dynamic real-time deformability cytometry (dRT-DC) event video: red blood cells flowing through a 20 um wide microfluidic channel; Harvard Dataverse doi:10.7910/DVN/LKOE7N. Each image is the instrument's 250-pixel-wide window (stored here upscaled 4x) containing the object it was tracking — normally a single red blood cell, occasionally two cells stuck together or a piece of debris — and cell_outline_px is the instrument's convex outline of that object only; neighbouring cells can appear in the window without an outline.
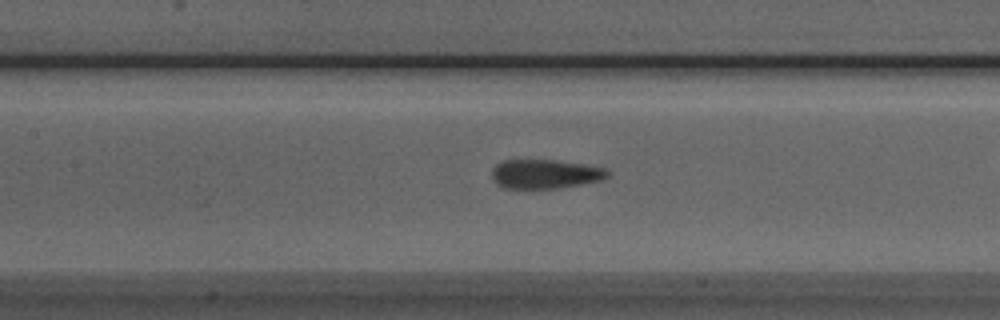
{"species": "Egyptian fruit bat (a non-hibernating species)", "species_latin": "Rousettus aegyptiacus", "temperature_condition": "room temperature", "stored_images_in_passage": 40, "camera_frame_rate_fps": 3000, "um_per_image_px": 0.085, "animal": {"sex": "male"}, "frame": {"image": 1, "passage_image": 22, "time_ms": 7.0, "image_size_px": [1000, 320], "cell_outline_px": [[608, 176], [600, 180], [580, 184], [556, 188], [504, 188], [496, 184], [492, 176], [492, 168], [496, 164], [504, 160], [552, 160], [584, 164], [604, 168], [608, 172]], "centroid_in_image_um": [46.29, 14.78], "position_along_channel_um": 161.1, "area_um2": 19.42}}
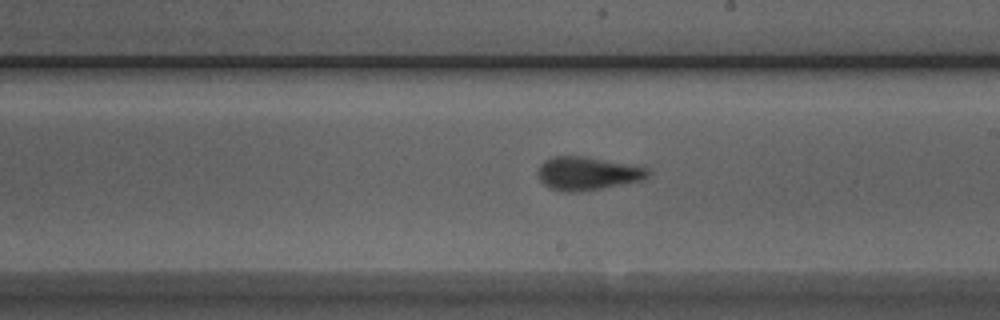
{"frame": {"image": 2, "passage_image": 28, "time_ms": 9.0, "image_size_px": [1000, 320], "cell_outline_px": [[652, 172], [648, 176], [640, 180], [580, 192], [564, 192], [548, 188], [540, 180], [536, 172], [540, 164], [544, 160], [552, 156], [580, 156], [648, 168]], "centroid_in_image_um": [49.85, 14.75], "position_along_channel_um": 239.2, "area_um2": 21.1}}
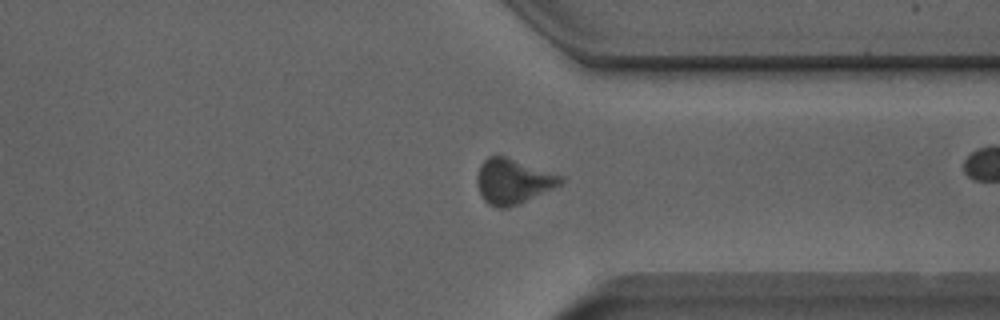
{"frame": {"image": 3, "passage_image": 38, "time_ms": 12.333, "image_size_px": [1000, 320], "cell_outline_px": [[564, 180], [560, 184], [520, 204], [508, 208], [496, 208], [488, 204], [484, 200], [480, 192], [476, 180], [480, 164], [488, 156], [504, 156], [564, 176]], "centroid_in_image_um": [43.59, 15.42], "position_along_channel_um": 367.8, "area_um2": 21.79}}